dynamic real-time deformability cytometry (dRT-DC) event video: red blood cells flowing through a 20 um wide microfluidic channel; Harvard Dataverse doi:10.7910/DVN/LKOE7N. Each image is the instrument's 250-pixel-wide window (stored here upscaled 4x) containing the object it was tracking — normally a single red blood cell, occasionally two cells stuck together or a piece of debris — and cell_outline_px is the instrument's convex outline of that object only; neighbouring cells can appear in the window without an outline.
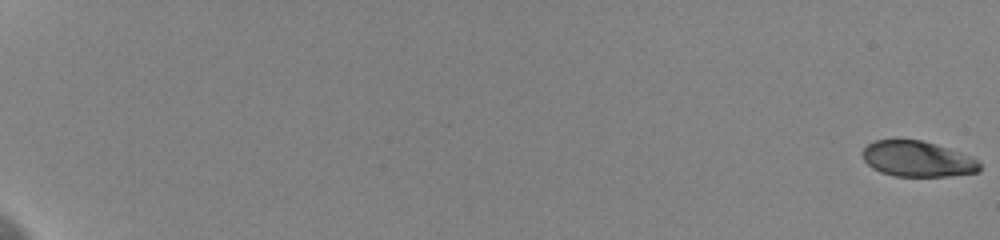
{"species": "human", "species_latin": "Homo sapiens", "temperature_condition": "cold", "stored_images_in_passage": 31, "camera_frame_rate_fps": 3000, "um_per_image_px": 0.085, "donor": {"sex": "female"}, "frame": {"image": 1, "passage_image": 1, "time_ms": 0.0, "image_size_px": [1000, 240], "cell_outline_px": [[980, 172], [948, 176], [896, 176], [880, 172], [872, 168], [864, 160], [860, 152], [868, 144], [876, 140], [920, 140], [936, 144], [948, 148], [976, 160], [980, 164]], "centroid_in_image_um": [77.94, 13.52], "position_along_channel_um": 7.1, "area_um2": 24.1}}
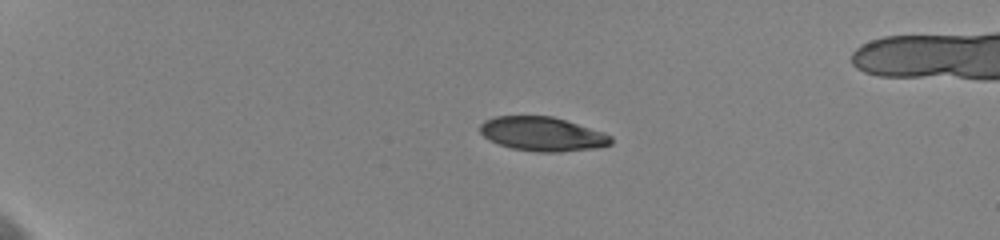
{"frame": {"image": 2, "passage_image": 15, "time_ms": 5.333, "image_size_px": [1000, 240], "cell_outline_px": [[612, 144], [600, 148], [560, 152], [536, 152], [512, 148], [488, 140], [480, 132], [480, 124], [484, 120], [496, 116], [552, 116], [604, 132], [612, 136]], "centroid_in_image_um": [46.13, 11.4], "position_along_channel_um": 38.9, "area_um2": 26.18}}